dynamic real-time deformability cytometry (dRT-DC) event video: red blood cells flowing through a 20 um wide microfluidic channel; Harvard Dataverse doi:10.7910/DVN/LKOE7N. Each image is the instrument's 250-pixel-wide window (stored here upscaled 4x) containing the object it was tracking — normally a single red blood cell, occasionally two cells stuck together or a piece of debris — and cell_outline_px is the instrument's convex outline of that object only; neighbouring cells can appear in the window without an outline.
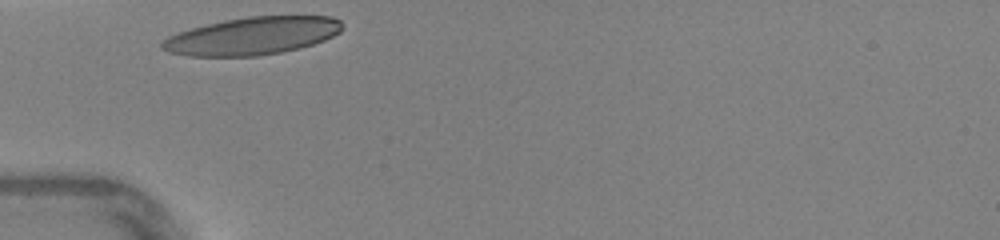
{"species": "human", "species_latin": "Homo sapiens", "temperature_condition": "warm", "stored_images_in_passage": 23, "camera_frame_rate_fps": 3000, "um_per_image_px": 0.085, "donor": {"sex": "female"}, "frame": {"image": 1, "passage_image": 1, "time_ms": 0.0, "image_size_px": [1000, 240], "cell_outline_px": [[344, 28], [340, 32], [324, 40], [300, 48], [280, 52], [256, 56], [188, 56], [168, 52], [160, 48], [160, 44], [168, 36], [192, 28], [224, 20], [248, 16], [332, 16], [340, 20], [344, 24]], "centroid_in_image_um": [21.47, 3.05], "position_along_channel_um": 63.5, "area_um2": 39.54}}
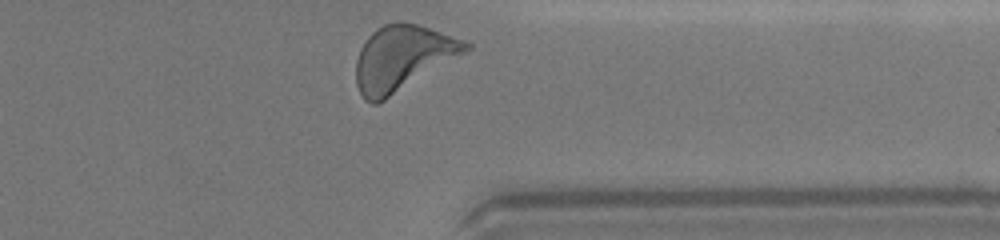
{"frame": {"image": 2, "passage_image": 23, "time_ms": 7.333, "image_size_px": [1000, 240], "cell_outline_px": [[472, 48], [384, 100], [376, 104], [372, 104], [364, 100], [356, 84], [356, 60], [360, 48], [368, 36], [376, 28], [384, 24], [396, 20], [400, 20], [416, 24], [464, 40], [472, 44]], "centroid_in_image_um": [34.17, 4.91], "position_along_channel_um": 377.2, "area_um2": 41.27}, "authors_computed_cell_mechanics": {"area_um2": 38.5526, "velocity_mm_per_s": 4.3398, "shape_relaxation_time_tau1_ms": 2.1308, "shape_relaxation_time_tau2_ms": 0.8485, "deformation_change_tau1": 0.1316, "deformation_change_tau2": 0.068}}